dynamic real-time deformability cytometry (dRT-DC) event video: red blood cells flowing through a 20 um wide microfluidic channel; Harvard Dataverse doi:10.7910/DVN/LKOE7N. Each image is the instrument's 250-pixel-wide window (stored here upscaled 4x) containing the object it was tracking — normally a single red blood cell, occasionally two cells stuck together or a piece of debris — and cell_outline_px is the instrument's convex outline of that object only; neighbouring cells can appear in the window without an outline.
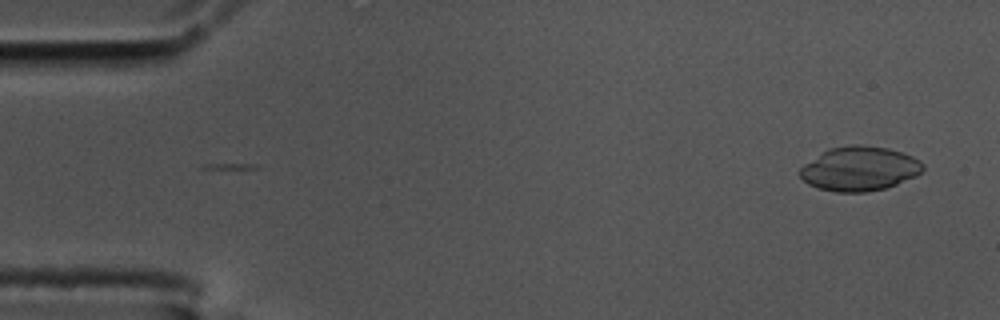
{"species": "common noctule bat (a hibernating species)", "species_latin": "Nyctalus noctula", "temperature_condition": "cold", "stored_images_in_passage": 2, "camera_frame_rate_fps": 3000, "um_per_image_px": 0.085, "animal": {"sex": "male", "body_mass_g": 17.5, "forearm_length_mm": 52.3}, "frame": {"image": 1, "passage_image": 2, "time_ms": 0.333, "image_size_px": [1000, 320], "cell_outline_px": [[924, 168], [916, 176], [896, 184], [884, 188], [864, 192], [836, 192], [820, 188], [808, 184], [800, 176], [800, 168], [804, 164], [828, 148], [852, 144], [860, 144], [888, 148], [912, 156], [920, 160], [924, 164]], "centroid_in_image_um": [73.06, 14.33], "position_along_channel_um": 11.9, "area_um2": 31.67}}